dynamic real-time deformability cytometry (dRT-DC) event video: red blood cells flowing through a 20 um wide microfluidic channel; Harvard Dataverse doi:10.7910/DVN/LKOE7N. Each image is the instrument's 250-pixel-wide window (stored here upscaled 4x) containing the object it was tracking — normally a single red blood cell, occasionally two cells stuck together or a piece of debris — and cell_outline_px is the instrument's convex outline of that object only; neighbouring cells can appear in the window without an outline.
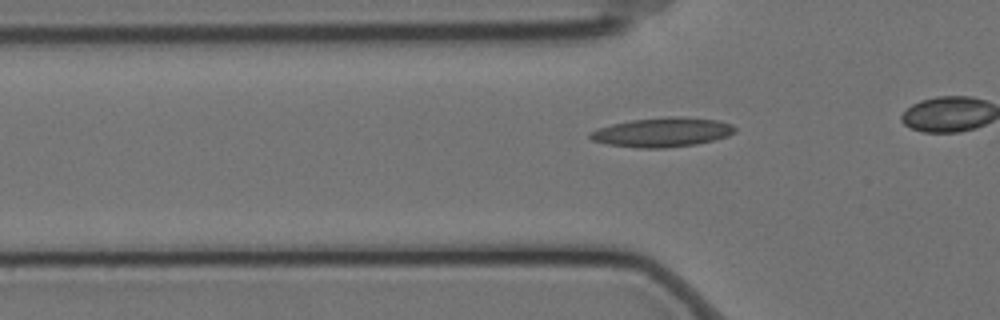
{"species": "Egyptian fruit bat (a non-hibernating species)", "species_latin": "Rousettus aegyptiacus", "temperature_condition": "cold", "stored_images_in_passage": 30, "camera_frame_rate_fps": 3000, "um_per_image_px": 0.085, "animal": {"sex": "female"}, "frame": {"image": 1, "passage_image": 3, "time_ms": 0.667, "image_size_px": [1000, 320], "cell_outline_px": [[736, 132], [728, 136], [696, 144], [664, 148], [636, 148], [608, 144], [592, 140], [588, 136], [588, 132], [612, 124], [632, 120], [668, 116], [680, 116], [720, 120], [732, 124], [736, 128]], "centroid_in_image_um": [56.32, 11.23], "position_along_channel_um": 69.5, "area_um2": 24.85}}
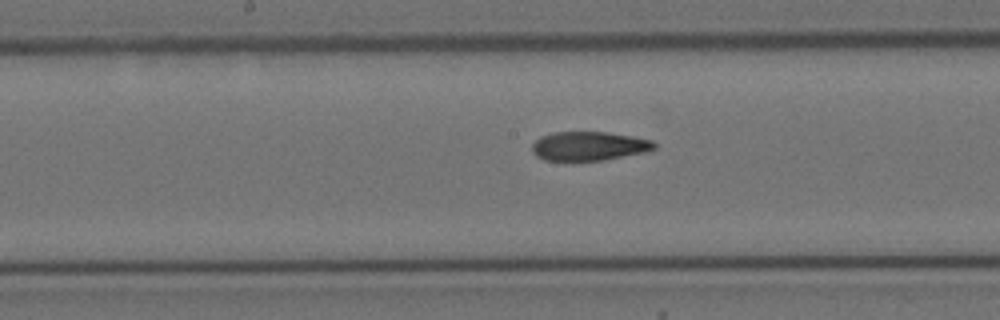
{"frame": {"image": 2, "passage_image": 14, "time_ms": 4.333, "image_size_px": [1000, 320], "cell_outline_px": [[656, 148], [644, 152], [604, 160], [544, 160], [536, 156], [532, 152], [532, 144], [540, 136], [552, 132], [608, 132], [632, 136], [652, 140], [656, 144]], "centroid_in_image_um": [50.04, 12.41], "position_along_channel_um": 198.2, "area_um2": 20.63}}
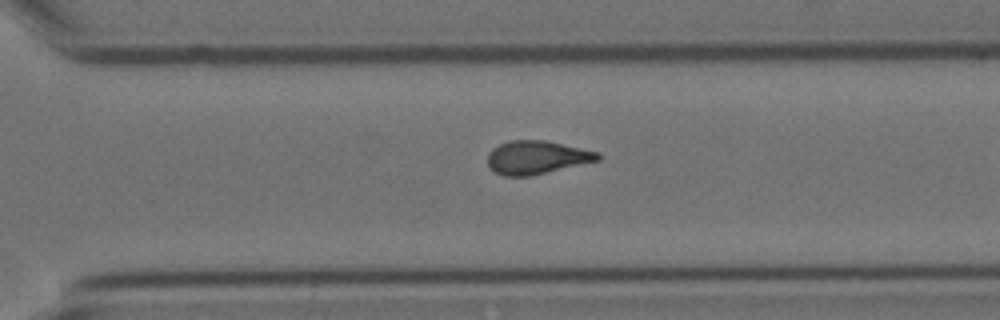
{"frame": {"image": 3, "passage_image": 25, "time_ms": 8.0, "image_size_px": [1000, 320], "cell_outline_px": [[600, 160], [528, 176], [504, 176], [496, 172], [488, 164], [488, 152], [492, 148], [508, 140], [544, 140], [600, 152]], "centroid_in_image_um": [45.61, 13.37], "position_along_channel_um": 325.0, "area_um2": 21.21}}